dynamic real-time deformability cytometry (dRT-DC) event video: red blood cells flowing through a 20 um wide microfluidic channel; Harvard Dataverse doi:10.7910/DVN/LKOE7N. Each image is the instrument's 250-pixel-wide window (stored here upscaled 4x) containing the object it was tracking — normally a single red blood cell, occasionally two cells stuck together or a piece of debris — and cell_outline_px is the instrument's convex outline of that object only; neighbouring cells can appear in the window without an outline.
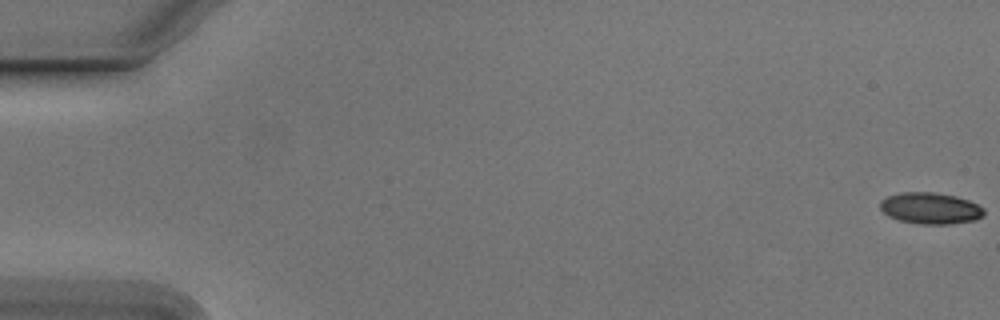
{"species": "Egyptian fruit bat (a non-hibernating species)", "species_latin": "Rousettus aegyptiacus", "temperature_condition": "cold", "stored_images_in_passage": 55, "camera_frame_rate_fps": 3000, "um_per_image_px": 0.085, "animal": {"sex": "male"}, "frame": {"image": 1, "passage_image": 1, "time_ms": 0.0, "image_size_px": [1000, 320], "cell_outline_px": [[984, 212], [976, 220], [948, 224], [916, 224], [900, 220], [888, 216], [880, 208], [880, 200], [888, 196], [904, 192], [932, 192], [956, 196], [968, 200], [984, 208]], "centroid_in_image_um": [79.06, 17.7], "position_along_channel_um": 5.9, "area_um2": 18.9}}
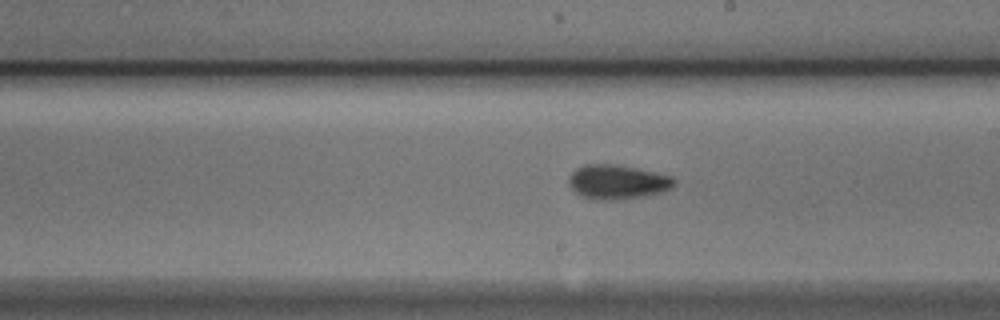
{"frame": {"image": 2, "passage_image": 32, "time_ms": 10.333, "image_size_px": [1000, 320], "cell_outline_px": [[676, 184], [672, 188], [664, 192], [624, 200], [592, 200], [576, 192], [568, 184], [568, 176], [576, 168], [584, 164], [616, 164], [636, 168], [672, 176], [676, 180]], "centroid_in_image_um": [52.49, 15.47], "position_along_channel_um": 236.5, "area_um2": 21.44}}
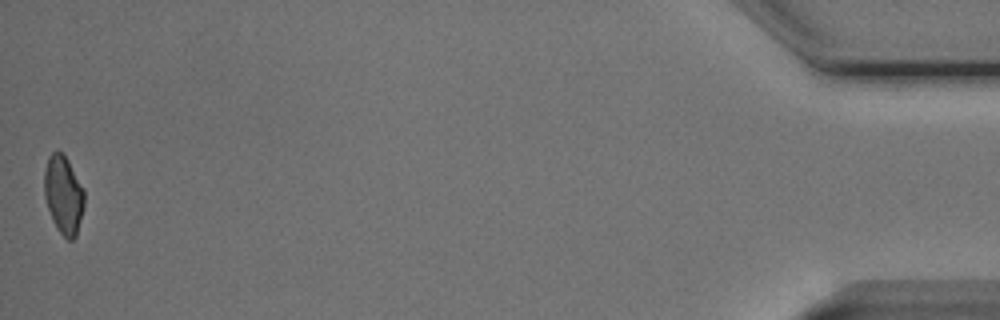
{"frame": {"image": 3, "passage_image": 55, "time_ms": 18.0, "image_size_px": [1000, 320], "cell_outline_px": [[84, 208], [76, 236], [72, 240], [68, 240], [56, 228], [52, 220], [44, 196], [44, 172], [48, 156], [56, 148], [68, 160], [84, 188]], "centroid_in_image_um": [5.39, 16.54], "position_along_channel_um": 429.8, "area_um2": 18.44}, "authors_computed_cell_mechanics": {"area_um2": 19.363, "velocity_mm_per_s": 3.7788, "shape_relaxation_time_tau1_ms": 3.9794, "shape_relaxation_time_tau2_ms": 3.1454, "deformation_change_tau1": 0.1158, "deformation_change_tau2": 0.0588}}